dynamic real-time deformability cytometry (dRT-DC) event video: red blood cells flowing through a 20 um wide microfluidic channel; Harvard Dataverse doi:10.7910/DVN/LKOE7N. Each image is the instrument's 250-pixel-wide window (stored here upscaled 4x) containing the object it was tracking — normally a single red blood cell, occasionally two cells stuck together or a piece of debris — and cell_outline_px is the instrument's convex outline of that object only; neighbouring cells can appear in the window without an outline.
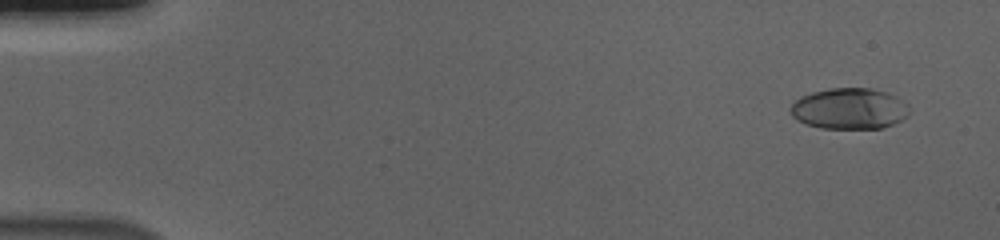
{"species": "human", "species_latin": "Homo sapiens", "temperature_condition": "cold", "stored_images_in_passage": 57, "camera_frame_rate_fps": 3000, "um_per_image_px": 0.085, "donor": {"sex": "male"}, "frame": {"image": 1, "passage_image": 4, "time_ms": 1.0, "image_size_px": [1000, 240], "cell_outline_px": [[908, 116], [892, 124], [880, 128], [820, 128], [804, 124], [796, 120], [792, 116], [792, 104], [800, 96], [812, 92], [832, 88], [872, 88], [896, 96], [908, 104]], "centroid_in_image_um": [72.18, 9.23], "position_along_channel_um": 12.8, "area_um2": 28.32}}
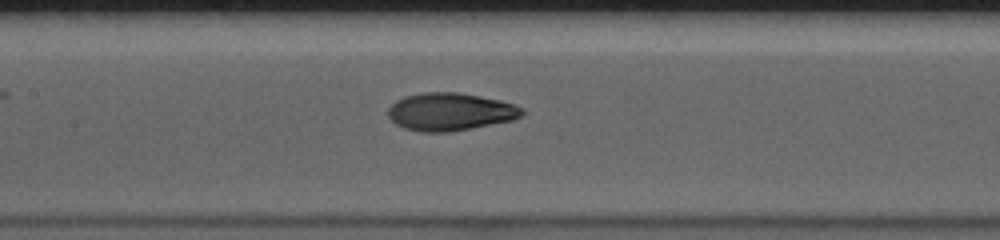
{"frame": {"image": 2, "passage_image": 28, "time_ms": 9.0, "image_size_px": [1000, 240], "cell_outline_px": [[524, 112], [520, 116], [512, 120], [452, 132], [420, 132], [404, 128], [396, 124], [388, 116], [388, 108], [396, 100], [404, 96], [424, 92], [460, 92], [500, 100], [524, 108]], "centroid_in_image_um": [38.24, 9.5], "position_along_channel_um": 169.2, "area_um2": 29.54}}
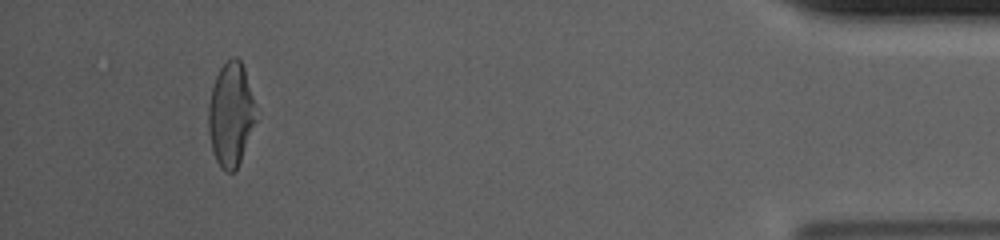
{"frame": {"image": 3, "passage_image": 53, "time_ms": 17.333, "image_size_px": [1000, 240], "cell_outline_px": [[256, 120], [240, 160], [236, 168], [232, 172], [224, 172], [220, 168], [212, 152], [208, 132], [208, 104], [212, 88], [216, 76], [220, 68], [232, 56], [236, 56], [240, 60], [244, 68], [256, 104]], "centroid_in_image_um": [19.61, 9.73], "position_along_channel_um": 415.6, "area_um2": 28.84}, "authors_computed_cell_mechanics": {"area_um2": 28.6688, "velocity_mm_per_s": 3.711, "shape_relaxation_time_tau1_ms": 5.2176, "shape_relaxation_time_tau2_ms": 1.2326, "deformation_change_tau1": 0.2112, "deformation_change_tau2": 0.059}}